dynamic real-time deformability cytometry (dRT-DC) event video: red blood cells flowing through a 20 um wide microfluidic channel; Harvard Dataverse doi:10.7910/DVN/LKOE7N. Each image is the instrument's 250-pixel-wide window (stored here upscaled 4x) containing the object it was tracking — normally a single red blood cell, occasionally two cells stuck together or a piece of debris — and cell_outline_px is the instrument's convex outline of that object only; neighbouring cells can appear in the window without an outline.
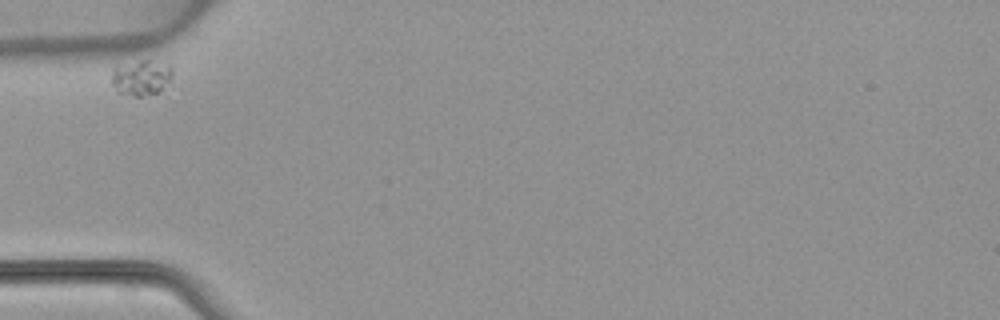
{"species": "common noctule bat (a hibernating species)", "species_latin": "Nyctalus noctula", "temperature_condition": "warm", "stored_images_in_passage": 3, "camera_frame_rate_fps": 3000, "um_per_image_px": 0.085, "animal": {"sex": "female", "body_mass_g": 22.7, "forearm_length_mm": 54.2}, "frame": {"image": 1, "passage_image": 1, "time_ms": 0.0, "image_size_px": [1000, 320], "cell_outline_px": [[172, 80], [160, 92], [140, 96], [136, 96], [120, 92], [112, 84], [112, 72], [116, 68], [140, 60], [148, 60], [168, 64], [172, 68]], "centroid_in_image_um": [12.08, 6.6], "position_along_channel_um": 72.9, "area_um2": 12.31}}
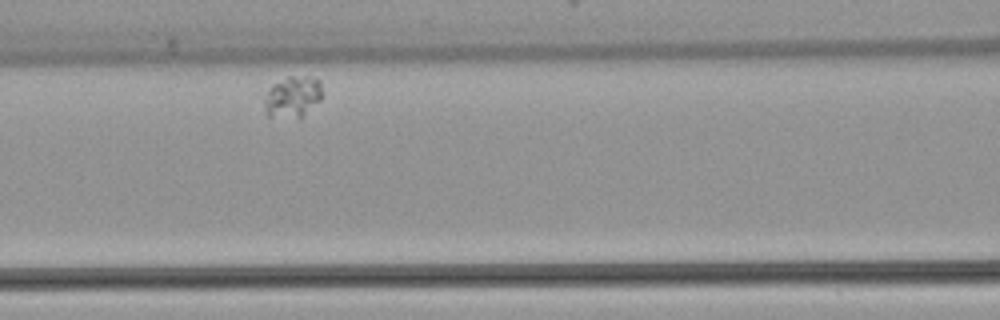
{"frame": {"image": 2, "passage_image": 3, "time_ms": 2.333, "image_size_px": [1000, 320], "cell_outline_px": [[320, 100], [300, 120], [268, 116], [264, 112], [264, 100], [272, 84], [288, 76], [304, 76], [320, 80]], "centroid_in_image_um": [24.85, 8.28], "position_along_channel_um": 141.8, "area_um2": 14.1}}